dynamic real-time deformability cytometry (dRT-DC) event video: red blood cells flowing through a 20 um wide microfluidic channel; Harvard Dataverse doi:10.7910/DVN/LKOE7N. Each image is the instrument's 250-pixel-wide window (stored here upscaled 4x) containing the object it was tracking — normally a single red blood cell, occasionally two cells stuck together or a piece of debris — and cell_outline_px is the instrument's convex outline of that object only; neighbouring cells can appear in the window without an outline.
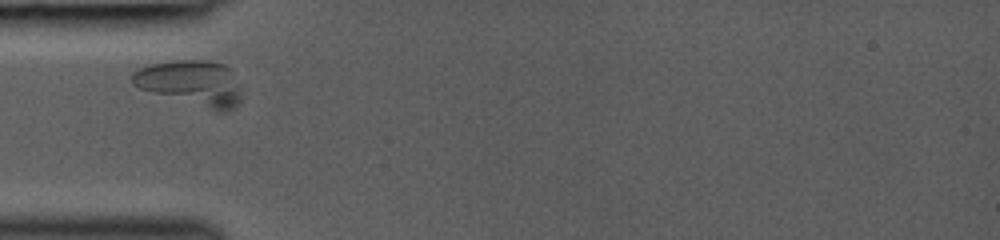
{"species": "common noctule bat (a hibernating species)", "species_latin": "Nyctalus noctula", "temperature_condition": "room temperature", "stored_images_in_passage": 38, "camera_frame_rate_fps": 3000, "um_per_image_px": 0.085, "animal": {"sex": "female", "body_mass_g": 19.0, "forearm_length_mm": 53.3}, "frame": {"image": 1, "passage_image": 1, "time_ms": 0.0, "image_size_px": [1000, 240], "cell_outline_px": [[240, 100], [232, 108], [224, 112], [216, 112], [140, 88], [132, 84], [132, 72], [136, 68], [152, 64], [176, 60], [204, 60], [224, 64], [232, 68]], "centroid_in_image_um": [16.23, 7.05], "position_along_channel_um": 68.8, "area_um2": 28.55}}